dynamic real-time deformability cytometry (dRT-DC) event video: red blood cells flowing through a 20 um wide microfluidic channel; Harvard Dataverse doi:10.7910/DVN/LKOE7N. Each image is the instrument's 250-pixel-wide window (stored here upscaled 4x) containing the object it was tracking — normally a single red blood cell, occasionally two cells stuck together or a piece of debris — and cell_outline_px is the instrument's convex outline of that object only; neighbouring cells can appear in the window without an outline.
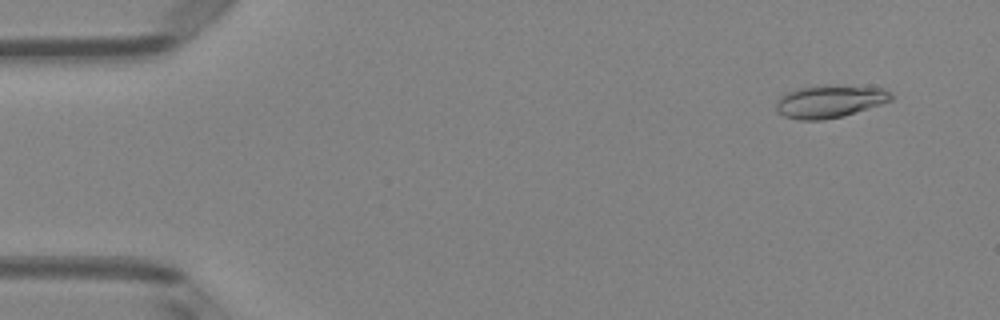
{"species": "Egyptian fruit bat (a non-hibernating species)", "species_latin": "Rousettus aegyptiacus", "temperature_condition": "room temperature", "stored_images_in_passage": 50, "camera_frame_rate_fps": 3000, "um_per_image_px": 0.085, "animal": {"sex": "female"}, "frame": {"image": 1, "passage_image": 4, "time_ms": 1.0, "image_size_px": [1000, 320], "cell_outline_px": [[892, 100], [844, 116], [824, 120], [800, 120], [784, 116], [776, 112], [776, 100], [784, 92], [800, 88], [820, 84], [832, 84], [884, 88], [892, 92]], "centroid_in_image_um": [70.5, 8.6], "position_along_channel_um": 14.5, "area_um2": 22.37}}
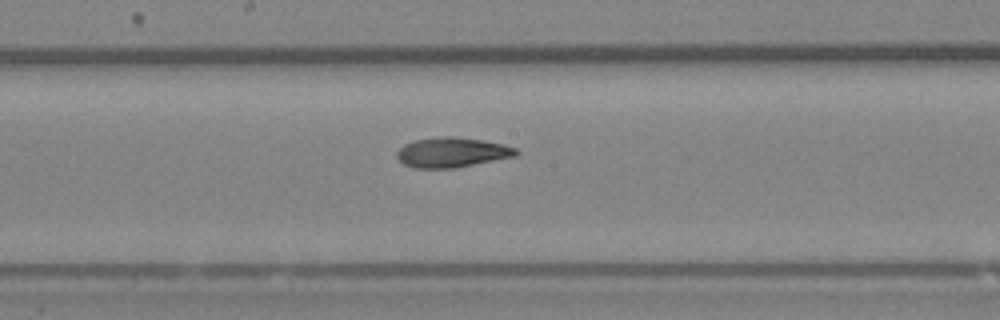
{"frame": {"image": 2, "passage_image": 27, "time_ms": 8.667, "image_size_px": [1000, 320], "cell_outline_px": [[520, 152], [516, 156], [456, 168], [412, 168], [404, 164], [396, 156], [396, 152], [404, 144], [416, 140], [440, 136], [452, 136], [484, 140], [504, 144], [516, 148]], "centroid_in_image_um": [38.44, 12.95], "position_along_channel_um": 209.8, "area_um2": 20.92}}
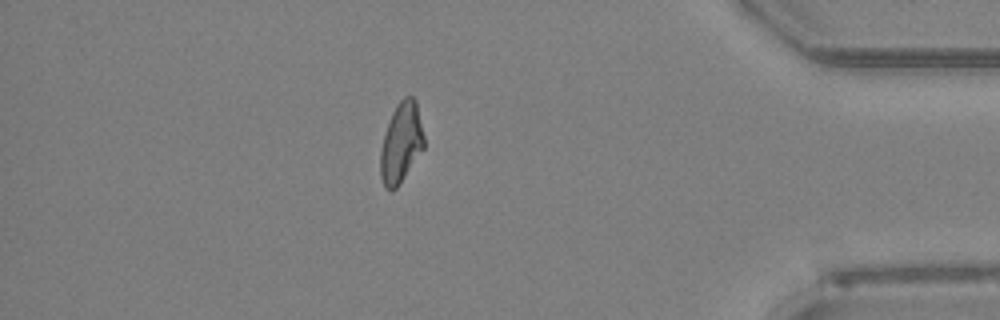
{"frame": {"image": 3, "passage_image": 44, "time_ms": 14.333, "image_size_px": [1000, 320], "cell_outline_px": [[424, 148], [396, 188], [392, 192], [384, 188], [380, 176], [380, 152], [384, 132], [392, 112], [396, 104], [404, 96], [412, 96], [416, 100], [424, 136]], "centroid_in_image_um": [34.08, 12.13], "position_along_channel_um": 401.1, "area_um2": 20.46}, "authors_computed_cell_mechanics": {"area_um2": 20.8658, "velocity_mm_per_s": 4.046, "shape_relaxation_time_tau1_ms": 7.9913, "shape_relaxation_time_tau2_ms": 3.5703, "deformation_change_tau1": 0.2294, "deformation_change_tau2": 0.1157}}